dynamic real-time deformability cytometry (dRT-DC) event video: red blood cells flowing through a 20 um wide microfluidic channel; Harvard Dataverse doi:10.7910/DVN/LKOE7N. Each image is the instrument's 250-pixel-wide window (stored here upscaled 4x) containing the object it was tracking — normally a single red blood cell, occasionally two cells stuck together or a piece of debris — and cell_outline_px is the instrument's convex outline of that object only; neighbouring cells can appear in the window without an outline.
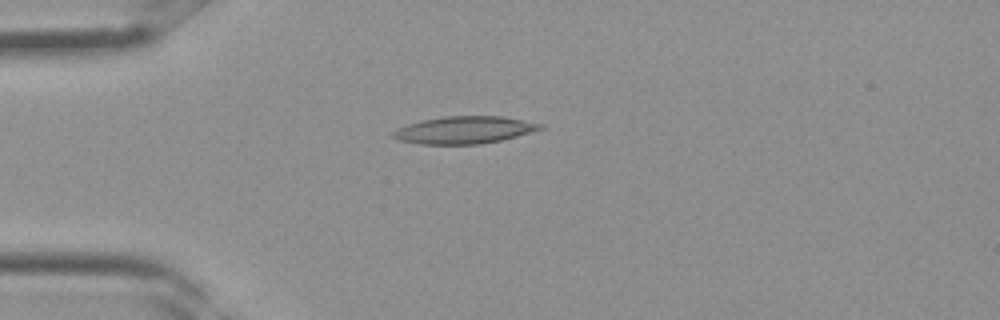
{"species": "Egyptian fruit bat (a non-hibernating species)", "species_latin": "Rousettus aegyptiacus", "temperature_condition": "room temperature", "stored_images_in_passage": 34, "camera_frame_rate_fps": 3000, "um_per_image_px": 0.085, "frame": {"image": 1, "passage_image": 9, "time_ms": 2.667, "image_size_px": [1000, 320], "cell_outline_px": [[544, 128], [516, 136], [500, 140], [480, 144], [420, 144], [400, 140], [392, 136], [392, 132], [396, 128], [408, 124], [424, 120], [444, 116], [500, 116], [544, 124]], "centroid_in_image_um": [39.45, 11.05], "position_along_channel_um": 45.6, "area_um2": 23.18}}
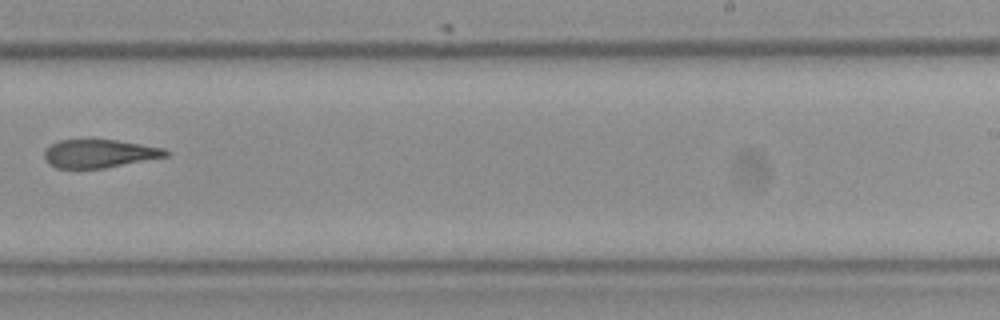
{"frame": {"image": 2, "passage_image": 22, "time_ms": 7.0, "image_size_px": [1000, 320], "cell_outline_px": [[172, 152], [168, 156], [104, 168], [56, 168], [48, 164], [44, 160], [44, 152], [52, 144], [60, 140], [116, 140], [164, 148]], "centroid_in_image_um": [8.45, 13.06], "position_along_channel_um": 280.6, "area_um2": 19.88}}
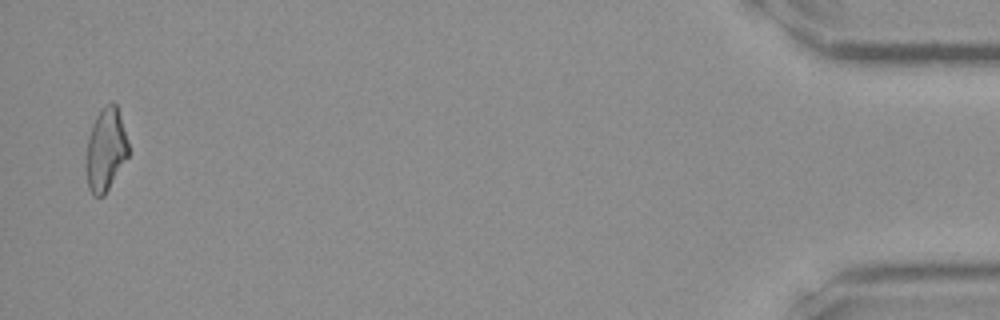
{"frame": {"image": 3, "passage_image": 34, "time_ms": 11.0, "image_size_px": [1000, 320], "cell_outline_px": [[128, 156], [104, 196], [92, 196], [88, 188], [84, 156], [88, 136], [92, 124], [100, 108], [104, 104], [112, 100], [116, 104], [120, 116], [128, 144]], "centroid_in_image_um": [8.94, 12.71], "position_along_channel_um": 426.3, "area_um2": 20.75}}